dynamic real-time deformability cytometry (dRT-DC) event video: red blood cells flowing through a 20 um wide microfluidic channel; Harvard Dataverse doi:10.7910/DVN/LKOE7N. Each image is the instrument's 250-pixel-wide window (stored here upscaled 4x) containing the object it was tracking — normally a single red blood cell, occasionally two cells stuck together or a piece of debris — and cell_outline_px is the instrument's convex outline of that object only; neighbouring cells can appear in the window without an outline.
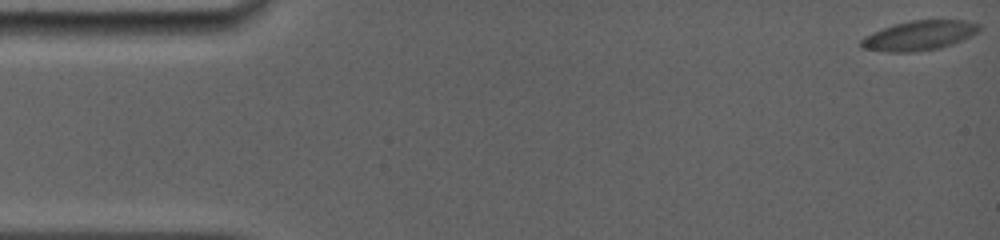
{"species": "common noctule bat (a hibernating species)", "species_latin": "Nyctalus noctula", "temperature_condition": "room temperature", "stored_images_in_passage": 64, "camera_frame_rate_fps": 5000, "um_per_image_px": 0.085, "animal": {"sex": "female", "body_mass_g": 19.0, "forearm_length_mm": 56.7}, "frame": {"image": 1, "passage_image": 1, "time_ms": 0.0, "image_size_px": [1000, 240], "cell_outline_px": [[980, 32], [972, 36], [952, 44], [940, 48], [912, 52], [888, 52], [860, 48], [860, 40], [864, 36], [872, 32], [896, 24], [912, 20], [964, 20], [980, 24]], "centroid_in_image_um": [78.14, 3.02], "position_along_channel_um": 6.9, "area_um2": 20.46}}
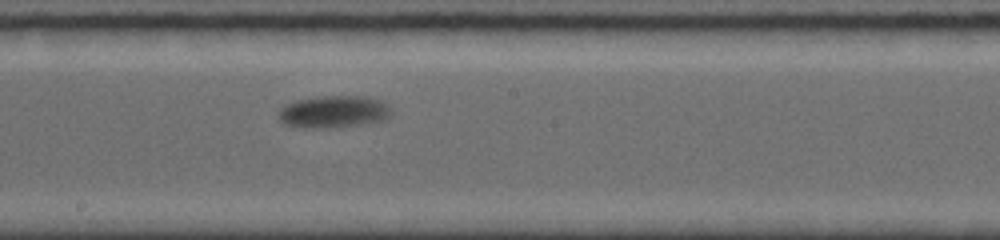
{"frame": {"image": 2, "passage_image": 37, "time_ms": 9.4, "image_size_px": [1000, 240], "cell_outline_px": [[392, 112], [384, 120], [368, 124], [336, 128], [308, 128], [284, 124], [280, 120], [280, 108], [296, 100], [320, 96], [364, 96], [380, 100], [388, 104], [392, 108]], "centroid_in_image_um": [28.42, 9.51], "position_along_channel_um": 219.8, "area_um2": 21.39}}
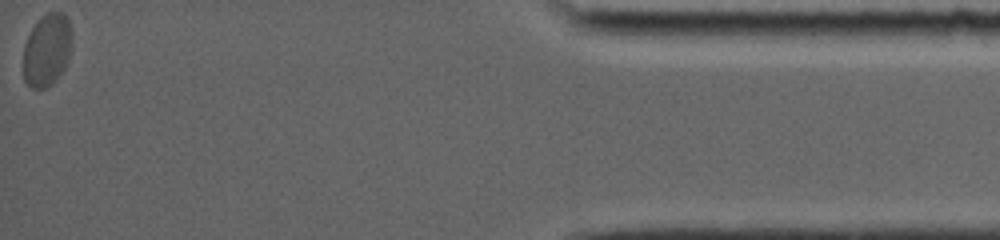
{"frame": {"image": 3, "passage_image": 64, "time_ms": 17.2, "image_size_px": [1000, 240], "cell_outline_px": [[72, 48], [68, 60], [60, 76], [52, 84], [44, 88], [32, 88], [24, 80], [24, 44], [36, 20], [44, 12], [64, 12], [68, 16], [72, 28]], "centroid_in_image_um": [4.03, 4.19], "position_along_channel_um": 431.2, "area_um2": 21.1}, "authors_computed_cell_mechanics": {"area_um2": 20.4612, "velocity_mm_per_s": 3.6451, "shape_relaxation_time_tau1_ms": 2.5089, "shape_relaxation_time_tau2_ms": null, "deformation_change_tau1": 0.1341, "deformation_change_tau2": null}}